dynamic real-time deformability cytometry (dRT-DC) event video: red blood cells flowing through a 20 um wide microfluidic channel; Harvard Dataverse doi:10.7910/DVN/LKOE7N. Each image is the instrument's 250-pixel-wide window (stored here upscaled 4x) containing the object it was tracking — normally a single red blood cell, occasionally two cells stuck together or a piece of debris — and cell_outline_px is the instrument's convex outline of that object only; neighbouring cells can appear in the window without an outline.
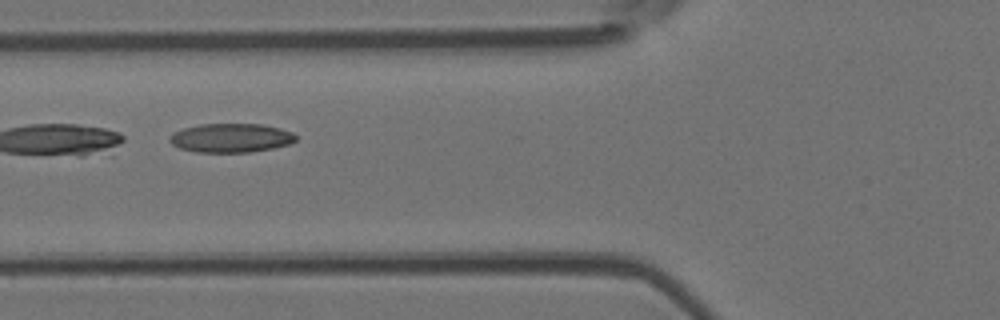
{"species": "Egyptian fruit bat (a non-hibernating species)", "species_latin": "Rousettus aegyptiacus", "temperature_condition": "room temperature", "stored_images_in_passage": 7, "camera_frame_rate_fps": 3000, "um_per_image_px": 0.085, "animal": {"sex": "female"}, "frame": {"image": 1, "passage_image": 6, "time_ms": 6.0, "image_size_px": [1000, 320], "cell_outline_px": [[296, 140], [288, 144], [272, 148], [248, 152], [196, 152], [180, 148], [172, 144], [168, 140], [168, 136], [172, 132], [184, 128], [200, 124], [260, 124], [280, 128], [292, 132], [296, 136]], "centroid_in_image_um": [19.59, 11.72], "position_along_channel_um": 106.2, "area_um2": 21.27}}